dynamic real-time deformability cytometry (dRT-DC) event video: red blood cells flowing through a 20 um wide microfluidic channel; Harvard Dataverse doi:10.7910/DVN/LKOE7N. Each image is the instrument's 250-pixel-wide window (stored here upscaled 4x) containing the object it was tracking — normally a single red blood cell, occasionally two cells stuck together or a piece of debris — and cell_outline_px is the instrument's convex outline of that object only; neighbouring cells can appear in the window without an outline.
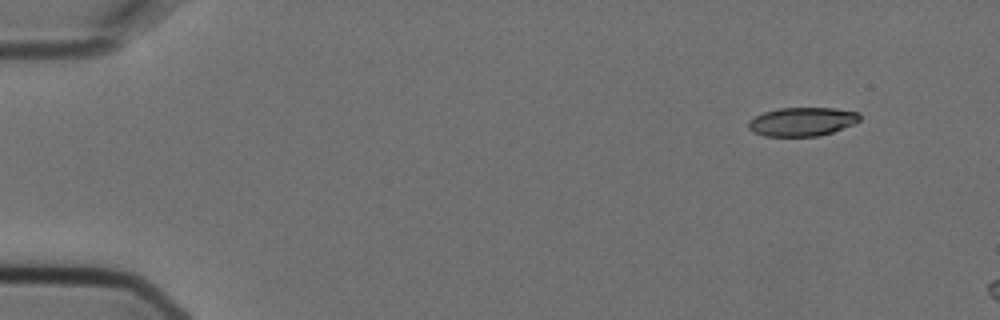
{"species": "Egyptian fruit bat (a non-hibernating species)", "species_latin": "Rousettus aegyptiacus", "temperature_condition": "cold", "stored_images_in_passage": 6, "camera_frame_rate_fps": 3000, "um_per_image_px": 0.085, "animal": {"sex": "female"}, "frame": {"image": 1, "passage_image": 6, "time_ms": 1.667, "image_size_px": [1000, 320], "cell_outline_px": [[860, 120], [852, 124], [832, 132], [820, 136], [764, 136], [752, 132], [748, 128], [748, 120], [764, 112], [780, 108], [836, 108], [860, 112]], "centroid_in_image_um": [68.17, 10.34], "position_along_channel_um": 16.8, "area_um2": 18.67}}